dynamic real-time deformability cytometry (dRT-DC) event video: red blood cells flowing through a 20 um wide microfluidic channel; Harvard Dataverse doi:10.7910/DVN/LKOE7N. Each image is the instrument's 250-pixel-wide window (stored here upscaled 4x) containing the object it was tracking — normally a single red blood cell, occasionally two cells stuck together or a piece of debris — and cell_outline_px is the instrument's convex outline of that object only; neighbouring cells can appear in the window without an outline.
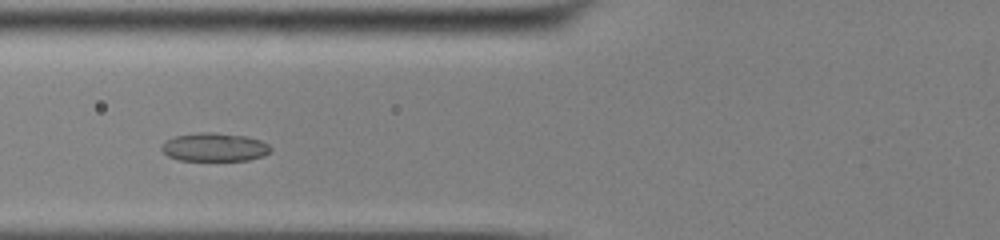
{"species": "common noctule bat (a hibernating species)", "species_latin": "Nyctalus noctula", "temperature_condition": "cold", "stored_images_in_passage": 42, "camera_frame_rate_fps": 3000, "um_per_image_px": 0.085, "animal": {"sex": "male", "body_mass_g": 13.0, "forearm_length_mm": 53.1}, "frame": {"image": 1, "passage_image": 10, "time_ms": 3.0, "image_size_px": [1000, 240], "cell_outline_px": [[272, 152], [264, 156], [248, 160], [180, 160], [168, 156], [160, 148], [164, 140], [176, 136], [200, 132], [216, 132], [248, 136], [260, 140], [268, 144], [272, 148]], "centroid_in_image_um": [18.26, 12.5], "position_along_channel_um": 107.5, "area_um2": 18.26}}
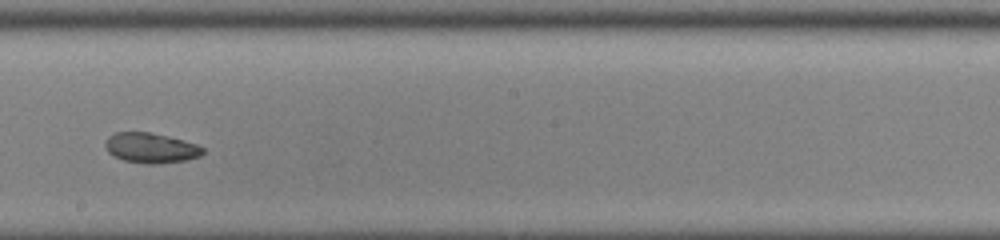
{"frame": {"image": 2, "passage_image": 20, "time_ms": 6.333, "image_size_px": [1000, 240], "cell_outline_px": [[204, 152], [200, 156], [184, 160], [156, 164], [144, 164], [124, 160], [108, 152], [104, 144], [108, 136], [116, 132], [148, 132], [168, 136], [196, 144], [204, 148]], "centroid_in_image_um": [12.81, 12.57], "position_along_channel_um": 235.4, "area_um2": 16.99}}
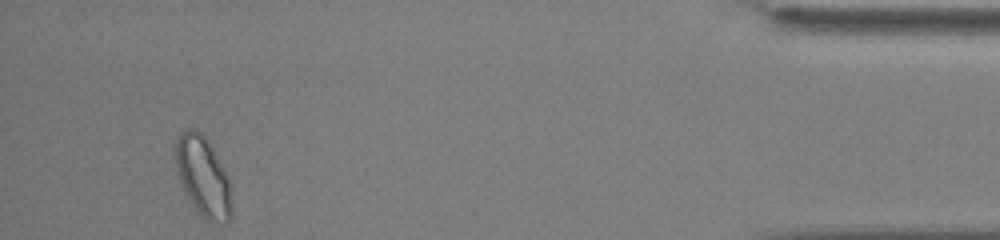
{"frame": {"image": 3, "passage_image": 39, "time_ms": 12.667, "image_size_px": [1000, 240], "cell_outline_px": [[232, 216], [228, 224], [224, 224], [208, 220], [200, 216], [196, 212], [176, 172], [172, 152], [176, 136], [184, 128], [196, 128], [208, 140], [228, 176], [232, 184]], "centroid_in_image_um": [17.25, 14.98], "position_along_channel_um": 417.9, "area_um2": 27.17}, "authors_computed_cell_mechanics": {"area_um2": 18.7561, "velocity_mm_per_s": 3.8337, "shape_relaxation_time_tau1_ms": null, "shape_relaxation_time_tau2_ms": 4.1947, "deformation_change_tau1": null, "deformation_change_tau2": 0.0827}}